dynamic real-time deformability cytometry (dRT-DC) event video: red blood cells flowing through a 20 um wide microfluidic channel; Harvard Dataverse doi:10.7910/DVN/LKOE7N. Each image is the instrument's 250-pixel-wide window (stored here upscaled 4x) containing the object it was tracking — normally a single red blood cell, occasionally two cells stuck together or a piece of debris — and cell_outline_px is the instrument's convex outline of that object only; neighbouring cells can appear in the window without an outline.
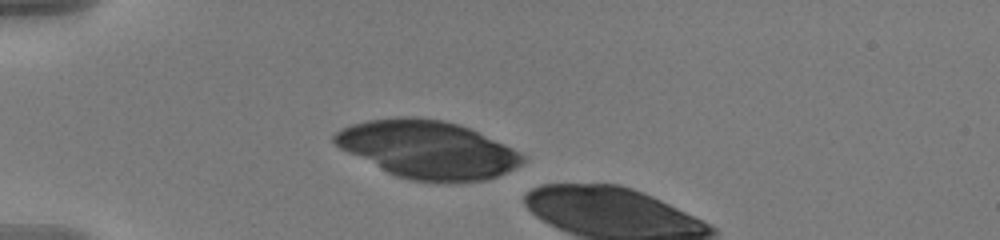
{"species": "human", "species_latin": "Homo sapiens", "temperature_condition": "warm", "stored_images_in_passage": 3, "camera_frame_rate_fps": 3000, "um_per_image_px": 0.085, "donor": {"sex": "male"}, "frame": {"image": 1, "passage_image": 1, "time_ms": 0.0, "image_size_px": [1000, 240], "cell_outline_px": [[524, 160], [520, 164], [496, 176], [484, 180], [444, 184], [408, 180], [396, 176], [340, 148], [332, 140], [332, 136], [340, 128], [352, 124], [368, 120], [396, 116], [416, 116], [444, 120], [460, 124], [504, 144], [512, 148], [524, 156]], "centroid_in_image_um": [36.32, 12.71], "position_along_channel_um": 48.7, "area_um2": 63.35}}